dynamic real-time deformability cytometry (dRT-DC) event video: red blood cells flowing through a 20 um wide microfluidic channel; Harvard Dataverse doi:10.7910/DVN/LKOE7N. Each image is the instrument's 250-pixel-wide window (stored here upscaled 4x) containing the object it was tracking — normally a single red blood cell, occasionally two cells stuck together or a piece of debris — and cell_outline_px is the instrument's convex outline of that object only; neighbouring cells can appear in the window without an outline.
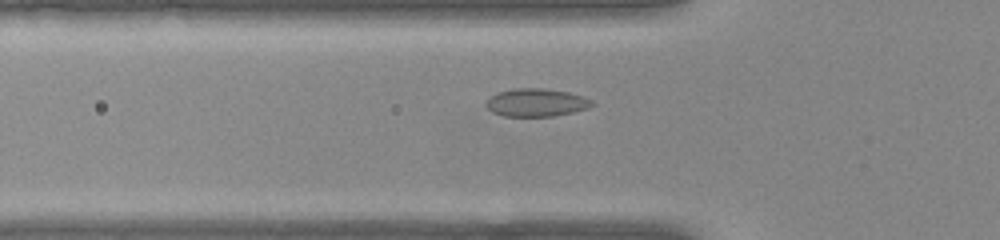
{"species": "common noctule bat (a hibernating species)", "species_latin": "Nyctalus noctula", "temperature_condition": "warm", "stored_images_in_passage": 36, "segment_of_instrument_passage": [1, 2], "camera_frame_rate_fps": 3000, "um_per_image_px": 0.085, "animal": {"sex": "female", "body_mass_g": 22.0, "forearm_length_mm": 56.7}, "frame": {"image": 1, "passage_image": 10, "time_ms": 3.0, "image_size_px": [1000, 240], "cell_outline_px": [[596, 104], [588, 108], [572, 112], [552, 116], [504, 116], [492, 112], [484, 104], [484, 100], [488, 96], [496, 92], [512, 88], [544, 88], [568, 92], [592, 100]], "centroid_in_image_um": [45.51, 8.7], "position_along_channel_um": 80.3, "area_um2": 17.46}}
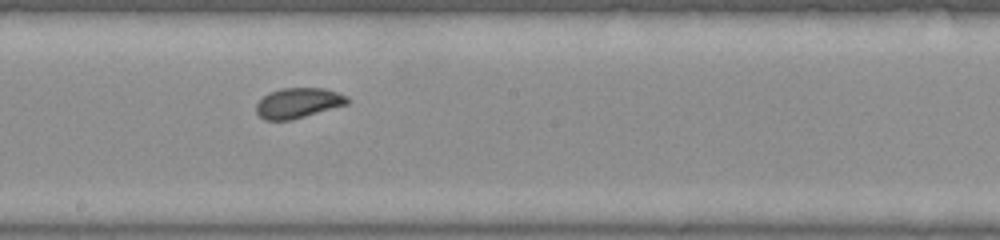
{"frame": {"image": 2, "passage_image": 21, "time_ms": 6.667, "image_size_px": [1000, 240], "cell_outline_px": [[352, 100], [348, 104], [292, 120], [264, 120], [256, 112], [256, 104], [268, 92], [280, 88], [324, 88], [348, 96]], "centroid_in_image_um": [25.36, 8.75], "position_along_channel_um": 222.8, "area_um2": 16.18}}
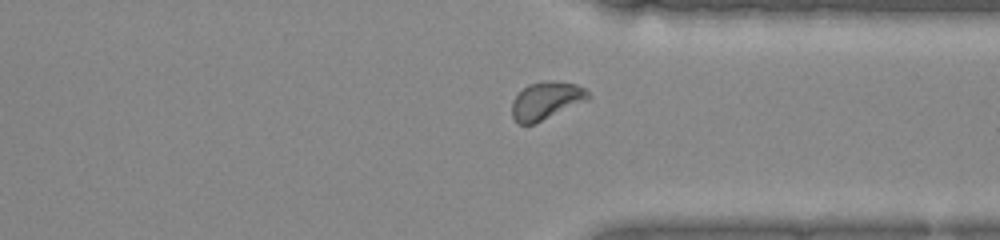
{"frame": {"image": 3, "passage_image": 32, "time_ms": 10.333, "image_size_px": [1000, 240], "cell_outline_px": [[592, 96], [588, 100], [536, 124], [520, 124], [512, 116], [512, 100], [528, 84], [544, 80], [556, 80], [576, 84], [584, 88]], "centroid_in_image_um": [46.45, 8.54], "position_along_channel_um": 364.9, "area_um2": 16.99}}